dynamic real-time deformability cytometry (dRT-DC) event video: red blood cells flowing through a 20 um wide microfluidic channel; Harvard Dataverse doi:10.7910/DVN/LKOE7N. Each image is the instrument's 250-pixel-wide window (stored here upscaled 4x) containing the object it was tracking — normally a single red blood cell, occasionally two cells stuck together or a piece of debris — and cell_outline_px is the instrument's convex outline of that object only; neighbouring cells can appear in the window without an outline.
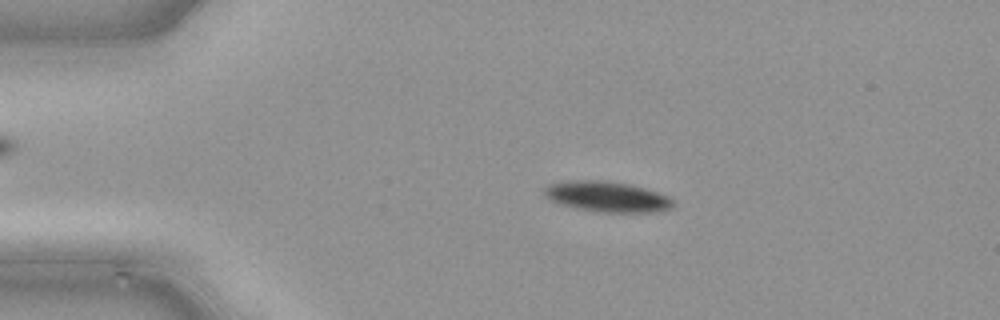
{"species": "common noctule bat (a hibernating species)", "species_latin": "Nyctalus noctula", "temperature_condition": "cold", "stored_images_in_passage": 48, "camera_frame_rate_fps": 3000, "um_per_image_px": 0.085, "animal": {"sex": "male", "body_mass_g": 21.5, "forearm_length_mm": 52.0}, "frame": {"image": 1, "passage_image": 10, "time_ms": 3.0, "image_size_px": [1000, 320], "cell_outline_px": [[672, 204], [668, 208], [652, 212], [600, 212], [576, 208], [560, 204], [552, 200], [544, 192], [544, 188], [548, 184], [564, 180], [600, 180], [628, 184], [644, 188], [668, 196], [672, 200]], "centroid_in_image_um": [51.54, 16.7], "position_along_channel_um": 33.5, "area_um2": 22.54}}
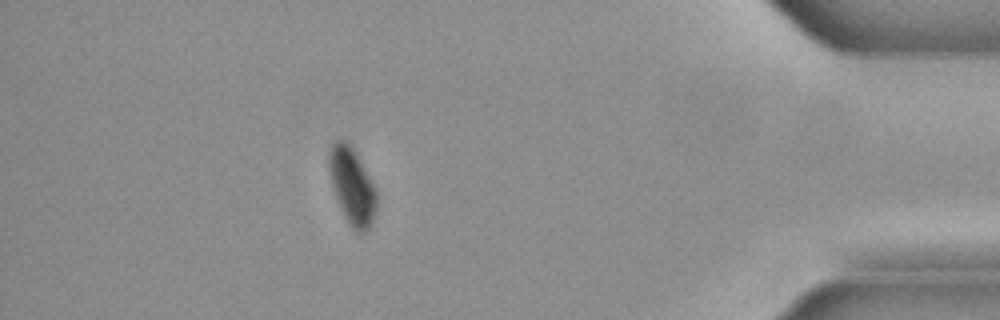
{"frame": {"image": 2, "passage_image": 43, "time_ms": 14.0, "image_size_px": [1000, 320], "cell_outline_px": [[376, 212], [368, 228], [364, 232], [356, 232], [348, 224], [344, 216], [336, 196], [332, 184], [328, 164], [328, 160], [332, 144], [336, 140], [344, 140], [352, 148], [376, 188]], "centroid_in_image_um": [29.93, 15.85], "position_along_channel_um": 405.3, "area_um2": 20.69}}